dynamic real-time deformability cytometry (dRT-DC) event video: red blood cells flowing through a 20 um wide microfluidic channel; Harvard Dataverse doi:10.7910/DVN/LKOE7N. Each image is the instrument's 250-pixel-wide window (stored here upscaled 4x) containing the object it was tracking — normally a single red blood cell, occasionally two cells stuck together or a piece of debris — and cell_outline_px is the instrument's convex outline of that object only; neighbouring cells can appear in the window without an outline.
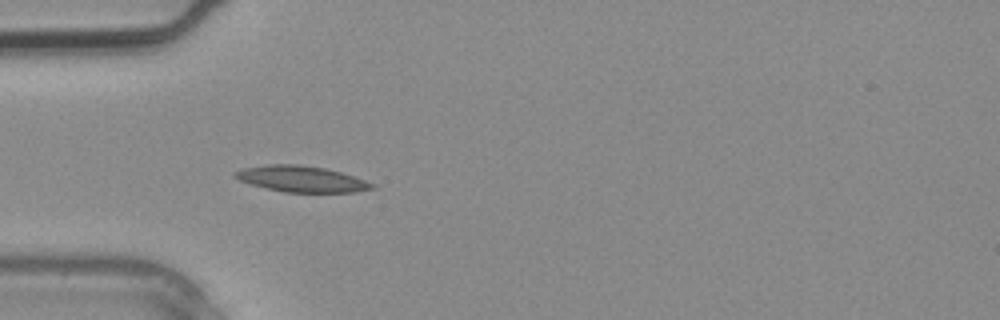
{"species": "common noctule bat (a hibernating species)", "species_latin": "Nyctalus noctula", "temperature_condition": "warm", "stored_images_in_passage": 1, "camera_frame_rate_fps": 3000, "um_per_image_px": 0.085, "animal": {"sex": "male", "body_mass_g": 20.4}, "frame": {"image": 1, "passage_image": 1, "time_ms": 0.0, "image_size_px": [1000, 320], "cell_outline_px": [[376, 188], [356, 192], [284, 192], [252, 184], [240, 180], [232, 176], [232, 172], [244, 168], [268, 164], [300, 164], [324, 168], [340, 172], [376, 184]], "centroid_in_image_um": [25.63, 15.21], "position_along_channel_um": 59.4, "area_um2": 20.69}}